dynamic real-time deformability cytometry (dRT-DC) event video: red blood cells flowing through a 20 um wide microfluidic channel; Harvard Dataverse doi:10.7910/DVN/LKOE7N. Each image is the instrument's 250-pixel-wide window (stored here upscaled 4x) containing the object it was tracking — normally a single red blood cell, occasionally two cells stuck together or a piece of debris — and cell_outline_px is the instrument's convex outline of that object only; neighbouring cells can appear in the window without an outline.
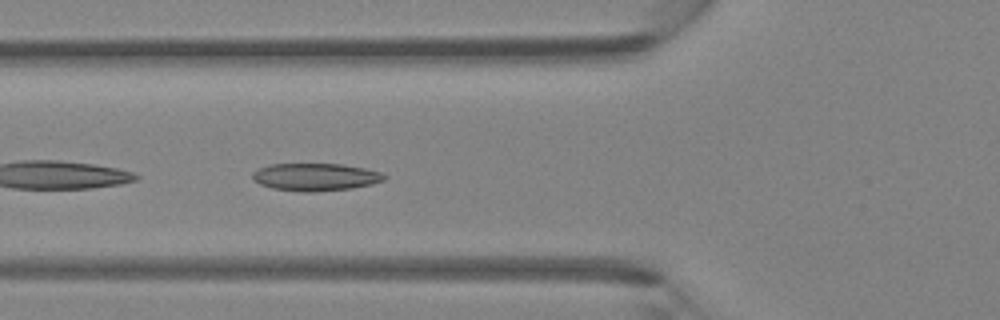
{"species": "Egyptian fruit bat (a non-hibernating species)", "species_latin": "Rousettus aegyptiacus", "temperature_condition": "room temperature", "stored_images_in_passage": 36, "camera_frame_rate_fps": 3000, "um_per_image_px": 0.085, "animal": {"sex": "female"}, "frame": {"image": 1, "passage_image": 7, "time_ms": 2.0, "image_size_px": [1000, 320], "cell_outline_px": [[388, 176], [384, 180], [372, 184], [352, 188], [312, 192], [304, 192], [272, 188], [260, 184], [252, 180], [252, 172], [268, 164], [344, 164], [364, 168], [380, 172]], "centroid_in_image_um": [26.81, 15.04], "position_along_channel_um": 99.0, "area_um2": 21.21}}
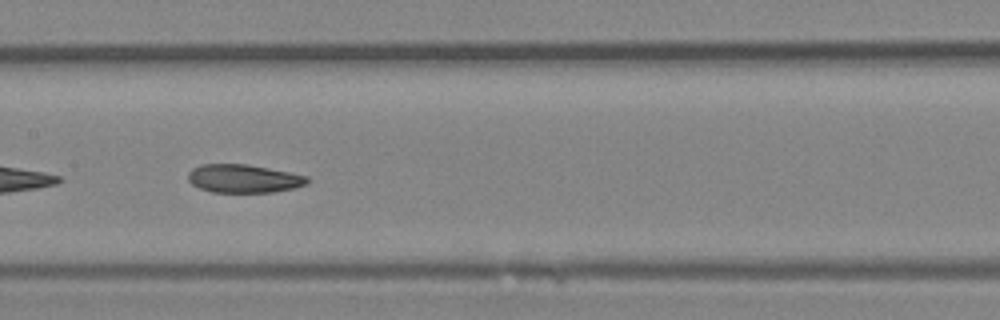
{"frame": {"image": 2, "passage_image": 13, "time_ms": 4.0, "image_size_px": [1000, 320], "cell_outline_px": [[308, 180], [304, 184], [296, 188], [272, 192], [212, 192], [200, 188], [192, 184], [188, 180], [188, 172], [192, 168], [200, 164], [248, 164], [308, 176]], "centroid_in_image_um": [20.67, 15.17], "position_along_channel_um": 186.7, "area_um2": 19.59}}
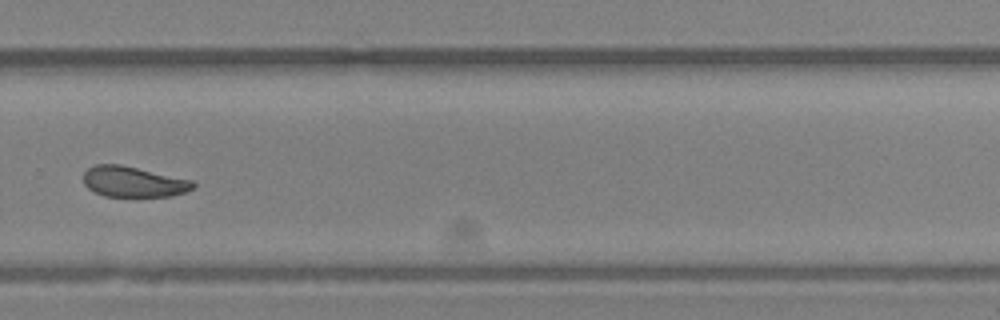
{"frame": {"image": 3, "passage_image": 22, "time_ms": 7.0, "image_size_px": [1000, 320], "cell_outline_px": [[196, 184], [192, 188], [184, 192], [168, 196], [104, 196], [88, 188], [84, 184], [84, 172], [88, 168], [96, 164], [120, 164], [192, 180]], "centroid_in_image_um": [11.31, 15.44], "position_along_channel_um": 318.5, "area_um2": 19.31}}